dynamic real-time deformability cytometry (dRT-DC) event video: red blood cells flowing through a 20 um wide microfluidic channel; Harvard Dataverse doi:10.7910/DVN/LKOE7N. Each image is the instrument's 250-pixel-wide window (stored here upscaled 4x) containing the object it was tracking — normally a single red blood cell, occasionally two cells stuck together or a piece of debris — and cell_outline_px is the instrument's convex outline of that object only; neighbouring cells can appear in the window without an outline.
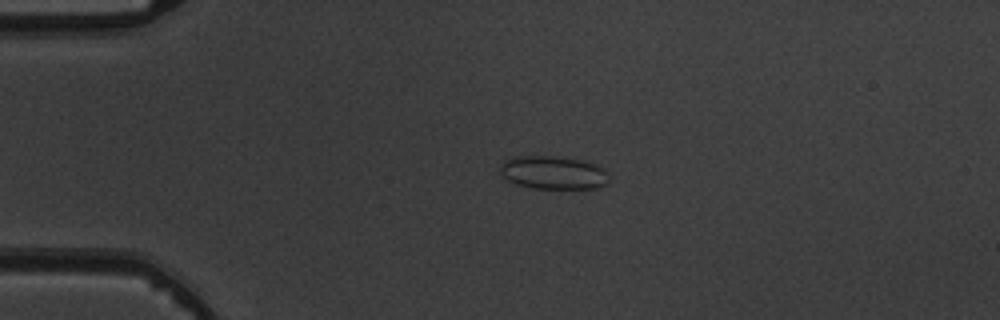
{"species": "common noctule bat (a hibernating species)", "species_latin": "Nyctalus noctula", "temperature_condition": "warm", "stored_images_in_passage": 4, "camera_frame_rate_fps": 3000, "um_per_image_px": 0.085, "animal": {"sex": "male", "body_mass_g": 19.5, "forearm_length_mm": 54.6}, "frame": {"image": 1, "passage_image": 4, "time_ms": 3.333, "image_size_px": [1000, 320], "cell_outline_px": [[608, 180], [600, 188], [536, 188], [516, 184], [508, 180], [500, 172], [500, 164], [504, 160], [512, 156], [556, 156], [584, 160], [596, 164], [604, 168]], "centroid_in_image_um": [47.01, 14.65], "position_along_channel_um": 38.0, "area_um2": 21.1}}